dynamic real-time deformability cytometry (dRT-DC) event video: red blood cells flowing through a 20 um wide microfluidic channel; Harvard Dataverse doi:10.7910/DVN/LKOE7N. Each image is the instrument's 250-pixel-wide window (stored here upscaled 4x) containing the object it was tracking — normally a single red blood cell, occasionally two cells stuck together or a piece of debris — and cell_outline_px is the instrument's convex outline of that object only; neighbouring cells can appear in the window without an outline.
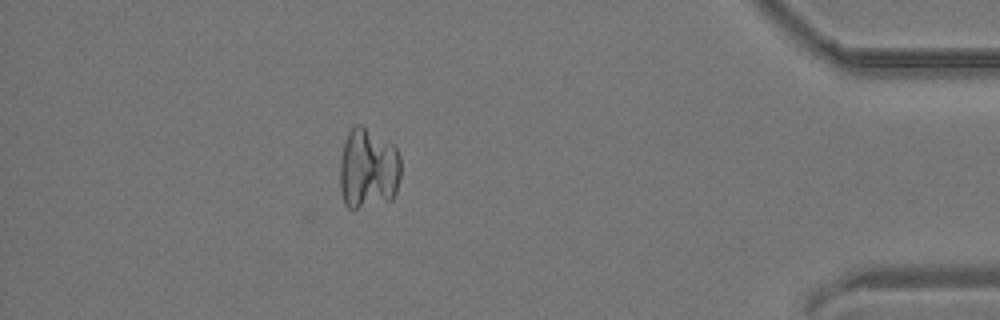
{"species": "common noctule bat (a hibernating species)", "species_latin": "Nyctalus noctula", "temperature_condition": "room temperature", "stored_images_in_passage": 34, "camera_frame_rate_fps": 3000, "um_per_image_px": 0.085, "animal": {"sex": "male", "body_mass_g": 19.2, "forearm_length_mm": 51.8}, "frame": {"image": 1, "passage_image": 29, "time_ms": 9.333, "image_size_px": [1000, 320], "cell_outline_px": [[400, 176], [396, 192], [392, 200], [352, 212], [344, 204], [340, 192], [340, 160], [344, 140], [348, 132], [356, 124], [360, 124], [392, 144], [396, 148], [400, 156]], "centroid_in_image_um": [31.27, 14.4], "position_along_channel_um": 403.9, "area_um2": 29.42}}